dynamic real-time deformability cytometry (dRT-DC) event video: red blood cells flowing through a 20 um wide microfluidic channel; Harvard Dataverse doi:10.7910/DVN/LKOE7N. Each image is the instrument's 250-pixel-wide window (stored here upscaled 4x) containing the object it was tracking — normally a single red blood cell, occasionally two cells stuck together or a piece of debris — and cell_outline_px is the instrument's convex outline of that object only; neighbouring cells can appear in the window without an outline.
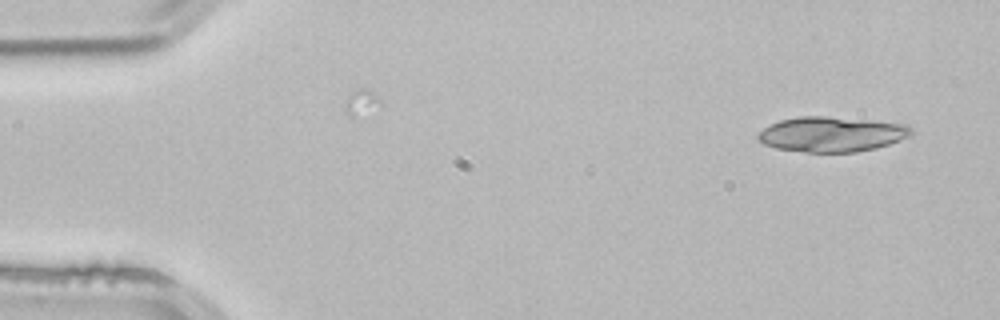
{"species": "common noctule bat (a hibernating species)", "species_latin": "Nyctalus noctula", "temperature_condition": "room temperature", "stored_images_in_passage": 2, "camera_frame_rate_fps": 3000, "um_per_image_px": 0.085, "animal": {"sex": "male", "body_mass_g": 21.5, "forearm_length_mm": 52.0}, "frame": {"image": 1, "passage_image": 2, "time_ms": 0.333, "image_size_px": [1000, 320], "cell_outline_px": [[912, 132], [908, 136], [900, 140], [876, 148], [856, 152], [804, 152], [776, 148], [764, 144], [756, 136], [764, 128], [780, 120], [800, 116], [828, 116], [872, 120], [908, 124], [912, 128]], "centroid_in_image_um": [70.71, 11.4], "position_along_channel_um": 14.3, "area_um2": 31.33}}